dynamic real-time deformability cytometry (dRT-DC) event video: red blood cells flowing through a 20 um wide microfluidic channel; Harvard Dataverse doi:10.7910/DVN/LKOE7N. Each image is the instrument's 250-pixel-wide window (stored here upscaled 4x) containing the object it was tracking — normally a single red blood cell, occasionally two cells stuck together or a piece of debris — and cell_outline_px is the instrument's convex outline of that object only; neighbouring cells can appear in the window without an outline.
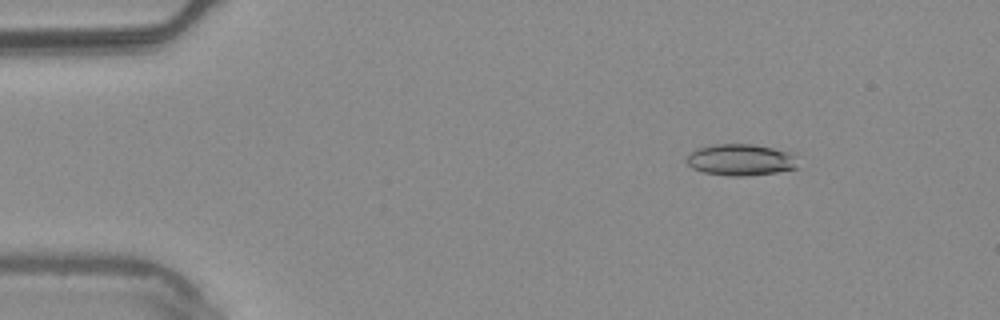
{"species": "common noctule bat (a hibernating species)", "species_latin": "Nyctalus noctula", "temperature_condition": "warm", "stored_images_in_passage": 5, "camera_frame_rate_fps": 3000, "um_per_image_px": 0.085, "animal": {"sex": "male", "body_mass_g": 20.4}, "frame": {"image": 1, "passage_image": 2, "time_ms": 0.333, "image_size_px": [1000, 320], "cell_outline_px": [[800, 168], [776, 172], [744, 176], [728, 176], [704, 172], [692, 168], [688, 164], [688, 152], [696, 148], [716, 144], [756, 144], [788, 152], [796, 156]], "centroid_in_image_um": [62.98, 13.58], "position_along_channel_um": 22.0, "area_um2": 20.58}}